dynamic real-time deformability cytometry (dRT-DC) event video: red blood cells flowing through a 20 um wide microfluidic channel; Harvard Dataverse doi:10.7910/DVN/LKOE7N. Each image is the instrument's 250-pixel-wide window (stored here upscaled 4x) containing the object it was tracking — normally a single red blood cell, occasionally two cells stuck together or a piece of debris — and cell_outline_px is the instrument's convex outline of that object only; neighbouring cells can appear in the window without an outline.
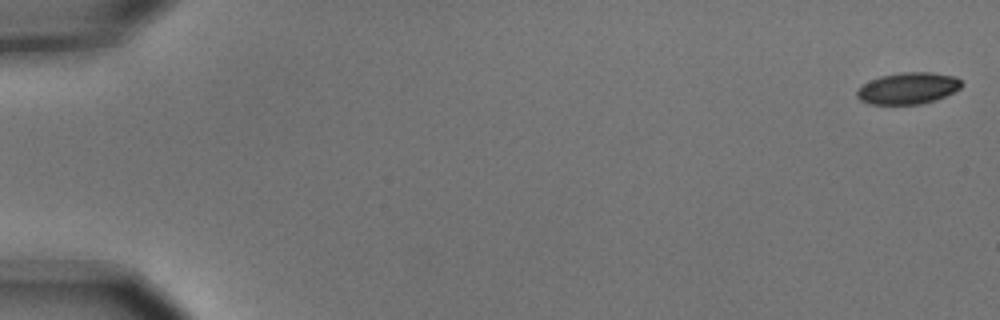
{"species": "common noctule bat (a hibernating species)", "species_latin": "Nyctalus noctula", "temperature_condition": "cold", "stored_images_in_passage": 3, "camera_frame_rate_fps": 3000, "um_per_image_px": 0.085, "animal": {"sex": "male", "body_mass_g": 15.6}, "frame": {"image": 1, "passage_image": 1, "time_ms": 0.0, "image_size_px": [1000, 320], "cell_outline_px": [[964, 84], [960, 88], [936, 100], [920, 104], [868, 104], [860, 100], [856, 96], [856, 92], [864, 84], [880, 76], [900, 72], [932, 72], [956, 76]], "centroid_in_image_um": [77.2, 7.5], "position_along_channel_um": 7.8, "area_um2": 19.25}}